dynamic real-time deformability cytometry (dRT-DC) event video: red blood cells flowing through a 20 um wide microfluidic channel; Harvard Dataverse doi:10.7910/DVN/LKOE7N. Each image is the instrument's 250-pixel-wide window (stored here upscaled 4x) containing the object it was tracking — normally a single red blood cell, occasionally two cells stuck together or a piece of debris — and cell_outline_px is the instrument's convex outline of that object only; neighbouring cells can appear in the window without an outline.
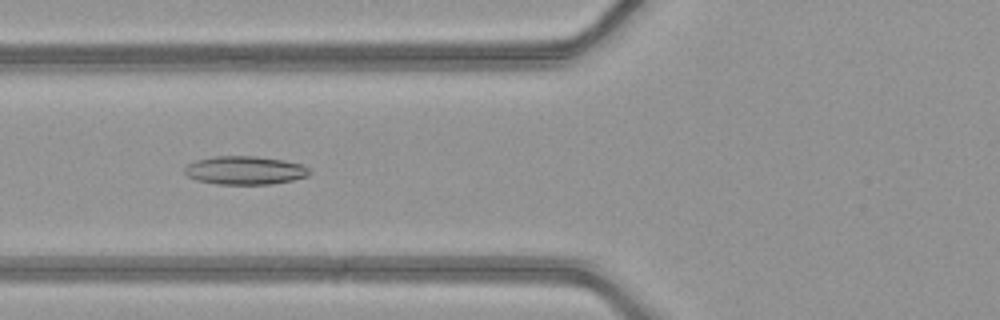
{"species": "common noctule bat (a hibernating species)", "species_latin": "Nyctalus noctula", "temperature_condition": "warm", "stored_images_in_passage": 33, "camera_frame_rate_fps": 3000, "um_per_image_px": 0.085, "animal": {"sex": "female", "body_mass_g": 21.9}, "frame": {"image": 1, "passage_image": 4, "time_ms": 1.0, "image_size_px": [1000, 320], "cell_outline_px": [[312, 172], [308, 176], [292, 180], [272, 184], [216, 184], [196, 180], [188, 176], [184, 172], [184, 168], [188, 164], [196, 160], [216, 156], [256, 156], [284, 160], [300, 164], [308, 168]], "centroid_in_image_um": [20.82, 14.48], "position_along_channel_um": 105.0, "area_um2": 20.69}}
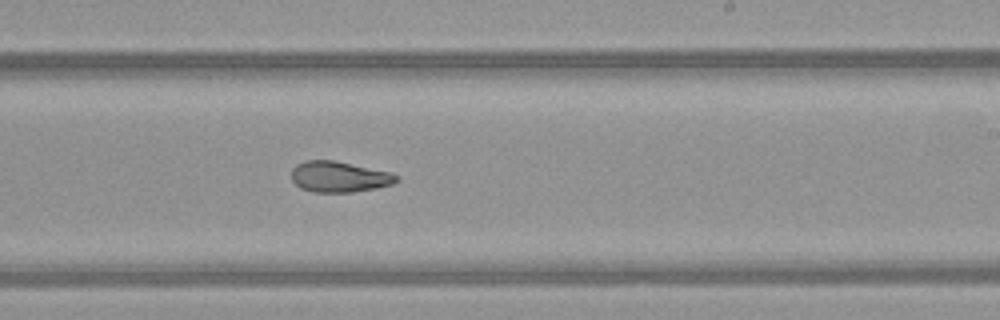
{"frame": {"image": 2, "passage_image": 15, "time_ms": 4.667, "image_size_px": [1000, 320], "cell_outline_px": [[400, 180], [392, 184], [376, 188], [352, 192], [312, 192], [300, 188], [292, 180], [292, 168], [296, 164], [304, 160], [336, 160], [388, 172], [400, 176]], "centroid_in_image_um": [28.82, 15.02], "position_along_channel_um": 260.2, "area_um2": 18.96}}
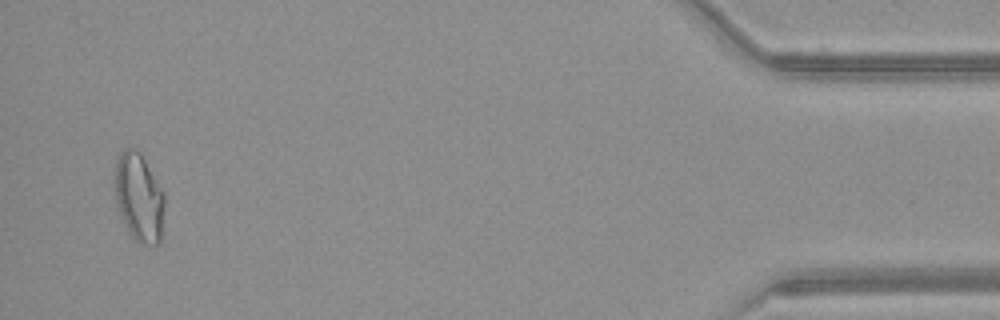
{"frame": {"image": 3, "passage_image": 32, "time_ms": 10.333, "image_size_px": [1000, 320], "cell_outline_px": [[164, 204], [160, 244], [140, 244], [128, 232], [116, 208], [112, 184], [116, 160], [120, 152], [124, 148], [132, 148], [140, 152], [164, 192]], "centroid_in_image_um": [11.76, 16.76], "position_along_channel_um": 423.4, "area_um2": 26.24}, "authors_computed_cell_mechanics": {"area_um2": 19.7098, "velocity_mm_per_s": 4.221, "shape_relaxation_time_tau1_ms": null, "shape_relaxation_time_tau2_ms": 3.2902, "deformation_change_tau1": null, "deformation_change_tau2": 0.1102}}